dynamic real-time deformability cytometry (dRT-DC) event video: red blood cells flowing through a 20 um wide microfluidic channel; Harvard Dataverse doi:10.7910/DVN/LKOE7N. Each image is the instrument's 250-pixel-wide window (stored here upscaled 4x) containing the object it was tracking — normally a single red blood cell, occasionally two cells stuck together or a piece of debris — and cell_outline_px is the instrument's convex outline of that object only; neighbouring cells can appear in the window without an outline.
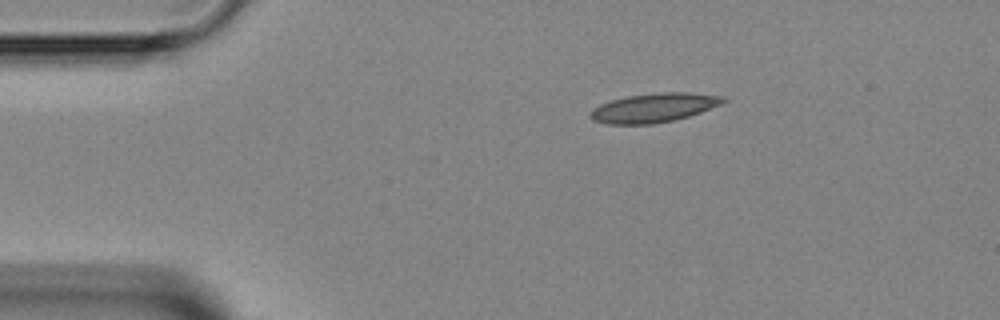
{"species": "Egyptian fruit bat (a non-hibernating species)", "species_latin": "Rousettus aegyptiacus", "temperature_condition": "room temperature", "stored_images_in_passage": 4, "camera_frame_rate_fps": 3000, "um_per_image_px": 0.085, "animal": {"sex": "female"}, "frame": {"image": 1, "passage_image": 1, "time_ms": 0.0, "image_size_px": [1000, 320], "cell_outline_px": [[728, 100], [724, 104], [688, 116], [672, 120], [652, 124], [608, 124], [592, 120], [588, 116], [592, 108], [600, 104], [612, 100], [628, 96], [660, 92], [688, 92], [724, 96]], "centroid_in_image_um": [55.6, 9.15], "position_along_channel_um": 29.4, "area_um2": 22.6}}